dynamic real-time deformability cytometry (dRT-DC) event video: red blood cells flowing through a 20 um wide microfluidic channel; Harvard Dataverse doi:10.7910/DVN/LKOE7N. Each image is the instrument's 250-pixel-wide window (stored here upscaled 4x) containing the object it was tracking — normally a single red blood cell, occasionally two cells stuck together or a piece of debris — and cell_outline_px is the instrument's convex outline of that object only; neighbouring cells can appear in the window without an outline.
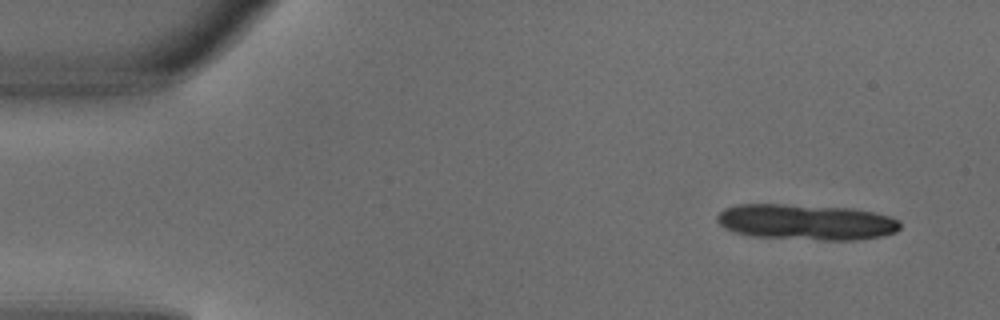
{"species": "common noctule bat (a hibernating species)", "species_latin": "Nyctalus noctula", "temperature_condition": "warm", "stored_images_in_passage": 3, "camera_frame_rate_fps": 3000, "um_per_image_px": 0.085, "animal": {"sex": "male", "body_mass_g": 18.8}, "frame": {"image": 1, "passage_image": 1, "time_ms": 0.0, "image_size_px": [1000, 320], "cell_outline_px": [[900, 228], [896, 232], [880, 236], [856, 240], [820, 240], [748, 236], [732, 232], [724, 228], [716, 220], [716, 216], [724, 208], [736, 204], [788, 204], [852, 208], [872, 212], [888, 216], [900, 220]], "centroid_in_image_um": [68.47, 18.87], "position_along_channel_um": 16.5, "area_um2": 38.49}}